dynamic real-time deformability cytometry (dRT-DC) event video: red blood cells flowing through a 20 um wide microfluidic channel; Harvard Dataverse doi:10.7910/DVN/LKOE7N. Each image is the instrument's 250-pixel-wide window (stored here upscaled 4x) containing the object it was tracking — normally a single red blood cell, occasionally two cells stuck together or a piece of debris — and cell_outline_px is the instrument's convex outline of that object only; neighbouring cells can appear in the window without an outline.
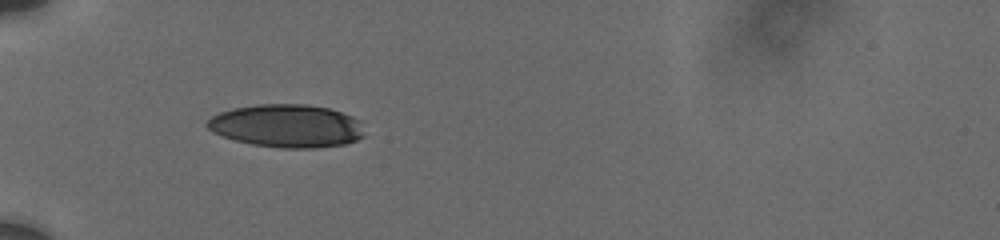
{"species": "human", "species_latin": "Homo sapiens", "temperature_condition": "cold", "stored_images_in_passage": 17, "camera_frame_rate_fps": 3000, "um_per_image_px": 0.085, "donor": {"sex": "male"}, "frame": {"image": 1, "passage_image": 12, "time_ms": 4.0, "image_size_px": [1000, 240], "cell_outline_px": [[364, 136], [356, 140], [344, 144], [316, 148], [280, 148], [252, 144], [236, 140], [212, 132], [204, 124], [212, 116], [220, 112], [236, 108], [260, 104], [304, 104], [328, 108], [352, 116], [356, 120], [364, 132]], "centroid_in_image_um": [24.36, 10.71], "position_along_channel_um": 60.6, "area_um2": 39.07}}
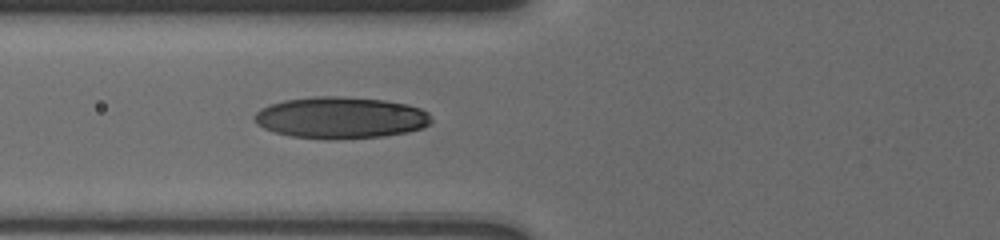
{"frame": {"image": 2, "passage_image": 17, "time_ms": 5.333, "image_size_px": [1000, 240], "cell_outline_px": [[432, 120], [424, 128], [408, 132], [384, 136], [336, 140], [332, 140], [292, 136], [276, 132], [264, 128], [256, 124], [252, 116], [260, 108], [284, 100], [316, 96], [340, 96], [384, 100], [408, 104], [420, 108], [428, 112]], "centroid_in_image_um": [28.97, 10.01], "position_along_channel_um": 96.8, "area_um2": 43.18}}